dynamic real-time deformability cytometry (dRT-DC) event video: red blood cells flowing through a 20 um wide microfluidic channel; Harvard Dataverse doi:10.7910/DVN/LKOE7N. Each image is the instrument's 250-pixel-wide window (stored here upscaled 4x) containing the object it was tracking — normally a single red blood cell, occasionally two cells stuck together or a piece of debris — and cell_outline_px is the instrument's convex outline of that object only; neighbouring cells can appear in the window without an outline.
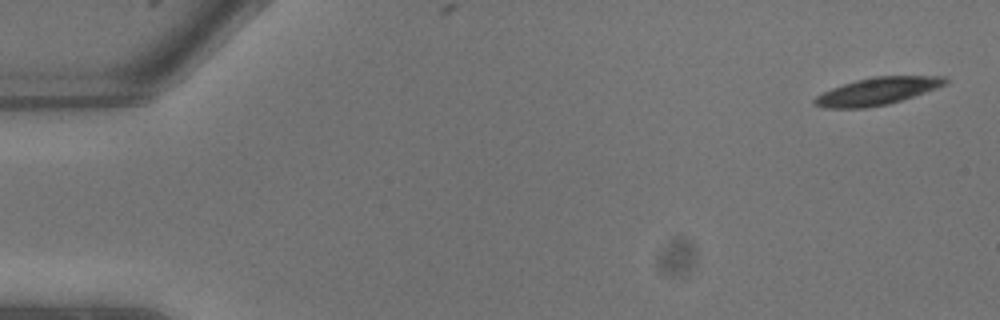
{"species": "common noctule bat (a hibernating species)", "species_latin": "Nyctalus noctula", "temperature_condition": "warm", "stored_images_in_passage": 3, "camera_frame_rate_fps": 3000, "um_per_image_px": 0.085, "animal": {"sex": "male", "body_mass_g": 13.3}, "frame": {"image": 1, "passage_image": 1, "time_ms": 0.0, "image_size_px": [1000, 320], "cell_outline_px": [[948, 84], [888, 104], [864, 108], [824, 108], [812, 104], [812, 100], [816, 96], [832, 88], [856, 80], [872, 76], [944, 76], [948, 80]], "centroid_in_image_um": [74.54, 7.75], "position_along_channel_um": 10.5, "area_um2": 20.69}}